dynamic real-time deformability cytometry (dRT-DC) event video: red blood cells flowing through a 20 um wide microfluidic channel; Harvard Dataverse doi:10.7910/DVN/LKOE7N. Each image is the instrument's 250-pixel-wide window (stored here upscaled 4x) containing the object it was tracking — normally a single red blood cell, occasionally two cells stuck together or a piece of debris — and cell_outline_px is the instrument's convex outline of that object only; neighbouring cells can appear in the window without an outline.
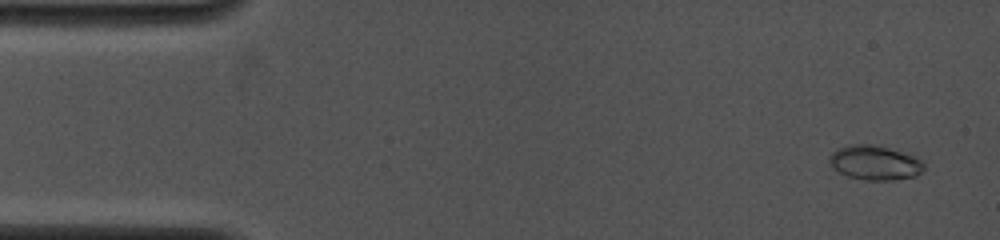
{"species": "common noctule bat (a hibernating species)", "species_latin": "Nyctalus noctula", "temperature_condition": "cold", "stored_images_in_passage": 47, "camera_frame_rate_fps": 4000, "um_per_image_px": 0.085, "animal": {"sex": "female", "body_mass_g": 19.0, "forearm_length_mm": 53.3}, "frame": {"image": 1, "passage_image": 3, "time_ms": 0.5, "image_size_px": [1000, 240], "cell_outline_px": [[924, 168], [916, 176], [892, 180], [864, 180], [848, 176], [840, 172], [828, 160], [828, 156], [836, 148], [848, 144], [872, 144], [888, 148], [912, 156], [920, 160], [924, 164]], "centroid_in_image_um": [74.32, 13.82], "position_along_channel_um": 10.7, "area_um2": 18.79}}
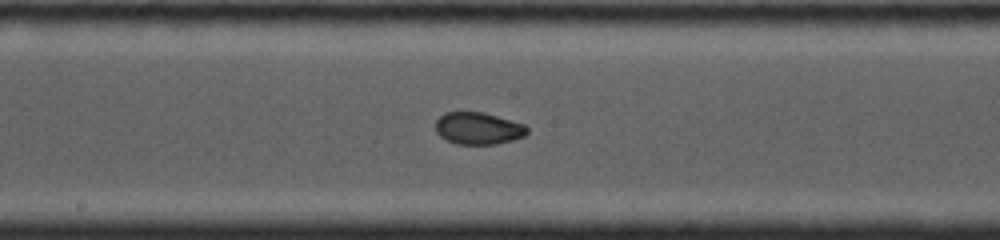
{"frame": {"image": 2, "passage_image": 26, "time_ms": 8.0, "image_size_px": [1000, 240], "cell_outline_px": [[528, 132], [524, 136], [512, 140], [496, 144], [456, 144], [440, 136], [436, 132], [436, 120], [444, 112], [484, 112], [524, 124], [528, 128]], "centroid_in_image_um": [40.65, 10.9], "position_along_channel_um": 207.6, "area_um2": 17.11}}
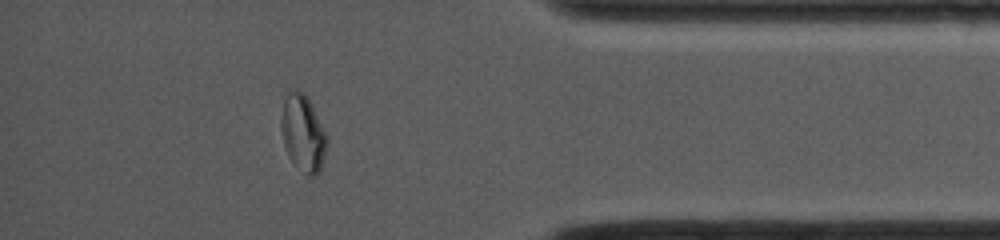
{"frame": {"image": 3, "passage_image": 42, "time_ms": 13.25, "image_size_px": [1000, 240], "cell_outline_px": [[328, 144], [320, 172], [316, 176], [308, 176], [288, 156], [284, 144], [280, 124], [280, 116], [284, 100], [288, 92], [292, 88], [304, 92], [328, 136]], "centroid_in_image_um": [25.76, 11.31], "position_along_channel_um": 409.4, "area_um2": 20.46}, "authors_computed_cell_mechanics": {"area_um2": 17.629, "velocity_mm_per_s": 4.1359, "shape_relaxation_time_tau1_ms": 9.3369, "shape_relaxation_time_tau2_ms": null, "deformation_change_tau1": 0.2364, "deformation_change_tau2": null}}